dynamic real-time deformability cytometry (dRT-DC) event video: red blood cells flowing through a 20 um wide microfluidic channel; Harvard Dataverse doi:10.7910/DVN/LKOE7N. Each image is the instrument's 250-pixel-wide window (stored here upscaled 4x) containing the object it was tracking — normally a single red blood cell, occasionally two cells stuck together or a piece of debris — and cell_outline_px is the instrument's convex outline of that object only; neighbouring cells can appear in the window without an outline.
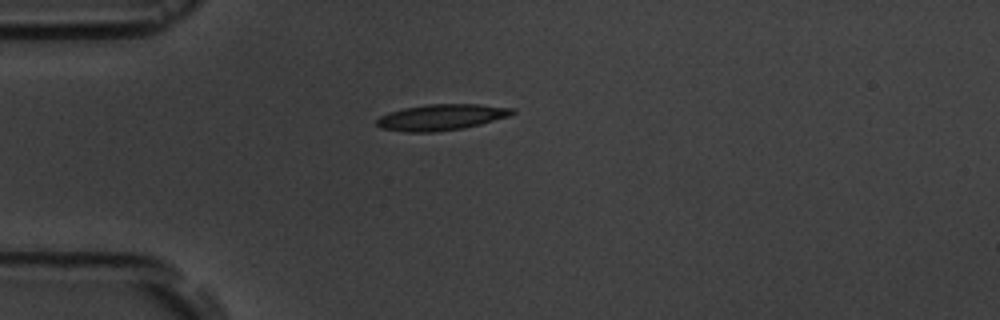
{"species": "common noctule bat (a hibernating species)", "species_latin": "Nyctalus noctula", "temperature_condition": "room temperature", "stored_images_in_passage": 4, "camera_frame_rate_fps": 3000, "um_per_image_px": 0.085, "animal": {"sex": "male", "body_mass_g": 19.5, "forearm_length_mm": 54.6}, "frame": {"image": 1, "passage_image": 1, "time_ms": 0.0, "image_size_px": [1000, 320], "cell_outline_px": [[516, 112], [508, 116], [480, 124], [464, 128], [436, 132], [408, 132], [380, 128], [376, 124], [376, 120], [380, 116], [388, 112], [404, 108], [428, 104], [480, 104], [516, 108]], "centroid_in_image_um": [37.51, 9.96], "position_along_channel_um": 47.5, "area_um2": 20.63}}
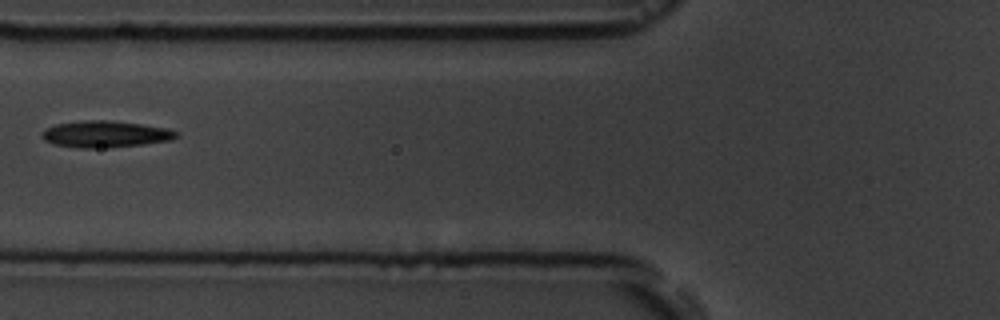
{"frame": {"image": 2, "passage_image": 3, "time_ms": 2.333, "image_size_px": [1000, 320], "cell_outline_px": [[180, 136], [172, 140], [144, 144], [108, 148], [80, 148], [52, 144], [44, 140], [40, 136], [40, 132], [44, 128], [56, 124], [84, 120], [108, 120], [140, 124], [168, 128], [180, 132]], "centroid_in_image_um": [8.95, 11.4], "position_along_channel_um": 116.8, "area_um2": 21.21}}
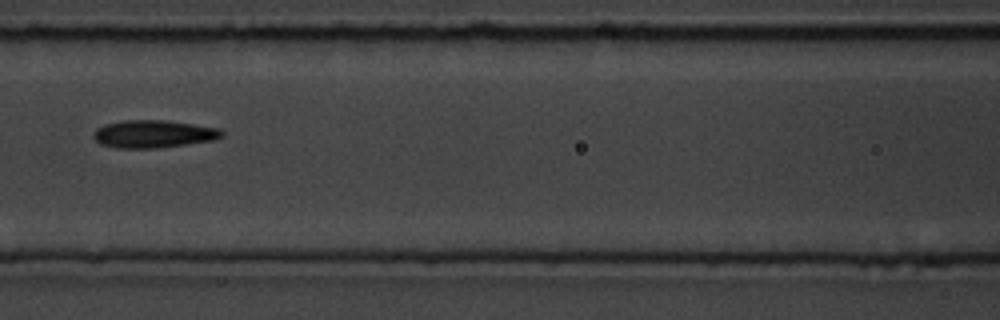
{"frame": {"image": 3, "passage_image": 4, "time_ms": 3.333, "image_size_px": [1000, 320], "cell_outline_px": [[224, 136], [212, 140], [156, 148], [116, 148], [100, 144], [92, 136], [96, 128], [104, 124], [120, 120], [164, 120], [220, 128], [224, 132]], "centroid_in_image_um": [13.01, 11.38], "position_along_channel_um": 153.6, "area_um2": 20.69}}